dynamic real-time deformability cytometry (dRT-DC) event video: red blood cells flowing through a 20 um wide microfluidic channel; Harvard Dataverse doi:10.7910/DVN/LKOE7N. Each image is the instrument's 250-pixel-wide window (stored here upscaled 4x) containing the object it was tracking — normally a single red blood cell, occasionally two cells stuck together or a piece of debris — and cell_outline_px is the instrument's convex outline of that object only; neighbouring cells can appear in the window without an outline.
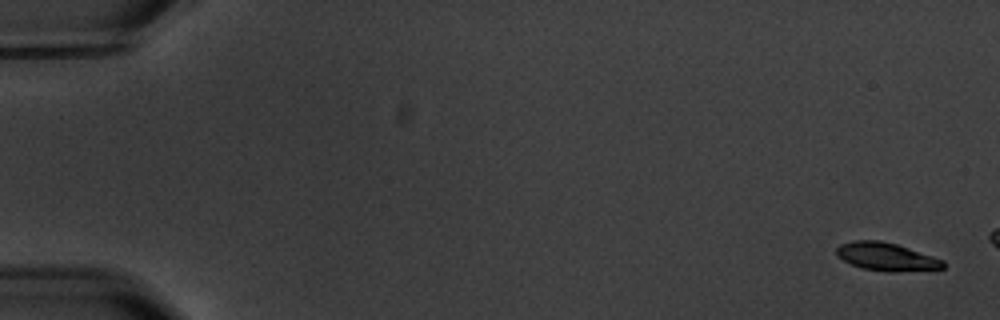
{"species": "common noctule bat (a hibernating species)", "species_latin": "Nyctalus noctula", "temperature_condition": "warm", "stored_images_in_passage": 6, "camera_frame_rate_fps": 3000, "um_per_image_px": 0.085, "animal": {"sex": "male", "body_mass_g": 20.1, "forearm_length_mm": 53.5}, "frame": {"image": 1, "passage_image": 1, "time_ms": 0.0, "image_size_px": [1000, 320], "cell_outline_px": [[944, 268], [936, 272], [888, 272], [864, 268], [852, 264], [836, 256], [836, 248], [840, 244], [852, 240], [880, 240], [896, 244], [944, 260]], "centroid_in_image_um": [75.42, 21.85], "position_along_channel_um": 9.6, "area_um2": 17.86}}